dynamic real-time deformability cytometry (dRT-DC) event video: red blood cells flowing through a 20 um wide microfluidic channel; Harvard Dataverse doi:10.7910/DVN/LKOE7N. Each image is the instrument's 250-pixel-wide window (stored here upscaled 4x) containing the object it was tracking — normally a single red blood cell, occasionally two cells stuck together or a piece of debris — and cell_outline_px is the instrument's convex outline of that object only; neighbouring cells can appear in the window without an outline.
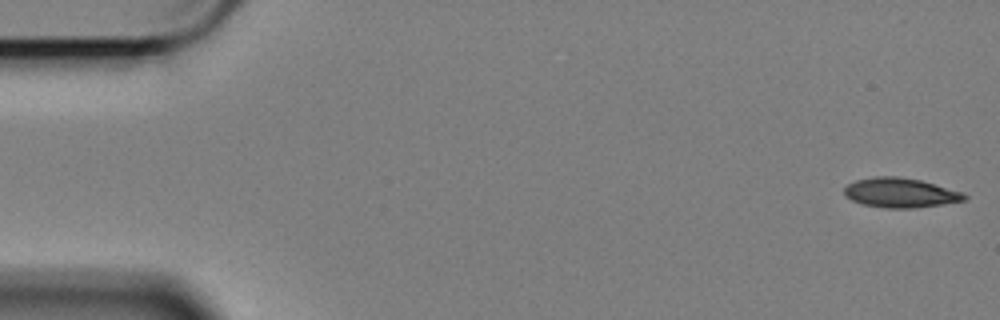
{"species": "Egyptian fruit bat (a non-hibernating species)", "species_latin": "Rousettus aegyptiacus", "temperature_condition": "cold", "stored_images_in_passage": 7, "camera_frame_rate_fps": 3000, "um_per_image_px": 0.085, "animal": {"sex": "female"}, "frame": {"image": 1, "passage_image": 1, "time_ms": 0.0, "image_size_px": [1000, 320], "cell_outline_px": [[968, 200], [944, 204], [916, 208], [888, 208], [864, 204], [852, 200], [844, 196], [844, 188], [848, 184], [856, 180], [872, 176], [896, 176], [920, 180], [964, 192], [968, 196]], "centroid_in_image_um": [76.56, 16.38], "position_along_channel_um": 8.4, "area_um2": 20.87}}